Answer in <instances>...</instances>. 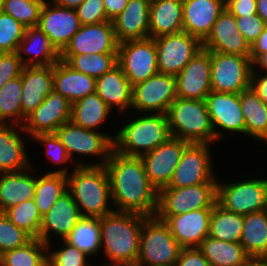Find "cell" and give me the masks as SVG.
<instances>
[{
    "instance_id": "cell-1",
    "label": "cell",
    "mask_w": 267,
    "mask_h": 266,
    "mask_svg": "<svg viewBox=\"0 0 267 266\" xmlns=\"http://www.w3.org/2000/svg\"><path fill=\"white\" fill-rule=\"evenodd\" d=\"M104 167L117 211L155 216L158 190L151 184L141 157L123 155L113 149Z\"/></svg>"
},
{
    "instance_id": "cell-2",
    "label": "cell",
    "mask_w": 267,
    "mask_h": 266,
    "mask_svg": "<svg viewBox=\"0 0 267 266\" xmlns=\"http://www.w3.org/2000/svg\"><path fill=\"white\" fill-rule=\"evenodd\" d=\"M146 218L116 209L101 217V249L109 261L102 266H136L141 228Z\"/></svg>"
},
{
    "instance_id": "cell-3",
    "label": "cell",
    "mask_w": 267,
    "mask_h": 266,
    "mask_svg": "<svg viewBox=\"0 0 267 266\" xmlns=\"http://www.w3.org/2000/svg\"><path fill=\"white\" fill-rule=\"evenodd\" d=\"M68 191L82 217H103L114 211L110 181L104 166H76L67 174ZM110 201V202H109Z\"/></svg>"
},
{
    "instance_id": "cell-4",
    "label": "cell",
    "mask_w": 267,
    "mask_h": 266,
    "mask_svg": "<svg viewBox=\"0 0 267 266\" xmlns=\"http://www.w3.org/2000/svg\"><path fill=\"white\" fill-rule=\"evenodd\" d=\"M114 150L127 156L141 157L165 143L170 137L167 114H142L127 121L114 134Z\"/></svg>"
},
{
    "instance_id": "cell-5",
    "label": "cell",
    "mask_w": 267,
    "mask_h": 266,
    "mask_svg": "<svg viewBox=\"0 0 267 266\" xmlns=\"http://www.w3.org/2000/svg\"><path fill=\"white\" fill-rule=\"evenodd\" d=\"M171 137L189 143L215 142L214 128L205 100L177 97L167 112Z\"/></svg>"
},
{
    "instance_id": "cell-6",
    "label": "cell",
    "mask_w": 267,
    "mask_h": 266,
    "mask_svg": "<svg viewBox=\"0 0 267 266\" xmlns=\"http://www.w3.org/2000/svg\"><path fill=\"white\" fill-rule=\"evenodd\" d=\"M181 250L182 247L164 221L156 216L143 221L136 266L175 265Z\"/></svg>"
},
{
    "instance_id": "cell-7",
    "label": "cell",
    "mask_w": 267,
    "mask_h": 266,
    "mask_svg": "<svg viewBox=\"0 0 267 266\" xmlns=\"http://www.w3.org/2000/svg\"><path fill=\"white\" fill-rule=\"evenodd\" d=\"M217 198V182L201 183L181 188L164 187L158 191L155 216L165 221L169 216L213 208Z\"/></svg>"
},
{
    "instance_id": "cell-8",
    "label": "cell",
    "mask_w": 267,
    "mask_h": 266,
    "mask_svg": "<svg viewBox=\"0 0 267 266\" xmlns=\"http://www.w3.org/2000/svg\"><path fill=\"white\" fill-rule=\"evenodd\" d=\"M55 134L66 149L71 161L74 154L99 156L102 161L97 163L85 164L83 160L75 161V166H104L109 159V156L114 149V137L109 133L102 131L88 130L72 121L64 123L59 127Z\"/></svg>"
},
{
    "instance_id": "cell-9",
    "label": "cell",
    "mask_w": 267,
    "mask_h": 266,
    "mask_svg": "<svg viewBox=\"0 0 267 266\" xmlns=\"http://www.w3.org/2000/svg\"><path fill=\"white\" fill-rule=\"evenodd\" d=\"M216 203L239 215L266 210L267 179H245L222 184L217 181Z\"/></svg>"
},
{
    "instance_id": "cell-10",
    "label": "cell",
    "mask_w": 267,
    "mask_h": 266,
    "mask_svg": "<svg viewBox=\"0 0 267 266\" xmlns=\"http://www.w3.org/2000/svg\"><path fill=\"white\" fill-rule=\"evenodd\" d=\"M250 57L211 51V90L240 94L250 87Z\"/></svg>"
},
{
    "instance_id": "cell-11",
    "label": "cell",
    "mask_w": 267,
    "mask_h": 266,
    "mask_svg": "<svg viewBox=\"0 0 267 266\" xmlns=\"http://www.w3.org/2000/svg\"><path fill=\"white\" fill-rule=\"evenodd\" d=\"M176 98V76L158 72L133 85L131 109L146 114H167L170 104Z\"/></svg>"
},
{
    "instance_id": "cell-12",
    "label": "cell",
    "mask_w": 267,
    "mask_h": 266,
    "mask_svg": "<svg viewBox=\"0 0 267 266\" xmlns=\"http://www.w3.org/2000/svg\"><path fill=\"white\" fill-rule=\"evenodd\" d=\"M118 65L132 86L157 74V51L154 38L120 42Z\"/></svg>"
},
{
    "instance_id": "cell-13",
    "label": "cell",
    "mask_w": 267,
    "mask_h": 266,
    "mask_svg": "<svg viewBox=\"0 0 267 266\" xmlns=\"http://www.w3.org/2000/svg\"><path fill=\"white\" fill-rule=\"evenodd\" d=\"M159 73L176 76L202 49V42L185 31L154 38Z\"/></svg>"
},
{
    "instance_id": "cell-14",
    "label": "cell",
    "mask_w": 267,
    "mask_h": 266,
    "mask_svg": "<svg viewBox=\"0 0 267 266\" xmlns=\"http://www.w3.org/2000/svg\"><path fill=\"white\" fill-rule=\"evenodd\" d=\"M211 144L189 143L174 170L169 188L194 186L201 183L217 182L212 167Z\"/></svg>"
},
{
    "instance_id": "cell-15",
    "label": "cell",
    "mask_w": 267,
    "mask_h": 266,
    "mask_svg": "<svg viewBox=\"0 0 267 266\" xmlns=\"http://www.w3.org/2000/svg\"><path fill=\"white\" fill-rule=\"evenodd\" d=\"M72 103L60 92L52 89L45 100L26 118L23 125L26 134L33 138L38 134L55 133L71 118Z\"/></svg>"
},
{
    "instance_id": "cell-16",
    "label": "cell",
    "mask_w": 267,
    "mask_h": 266,
    "mask_svg": "<svg viewBox=\"0 0 267 266\" xmlns=\"http://www.w3.org/2000/svg\"><path fill=\"white\" fill-rule=\"evenodd\" d=\"M189 142L170 137L151 152L141 156L151 184L159 191L168 186Z\"/></svg>"
},
{
    "instance_id": "cell-17",
    "label": "cell",
    "mask_w": 267,
    "mask_h": 266,
    "mask_svg": "<svg viewBox=\"0 0 267 266\" xmlns=\"http://www.w3.org/2000/svg\"><path fill=\"white\" fill-rule=\"evenodd\" d=\"M205 102L214 128L215 142L223 138L220 129L224 132L245 134L240 94L211 91Z\"/></svg>"
},
{
    "instance_id": "cell-18",
    "label": "cell",
    "mask_w": 267,
    "mask_h": 266,
    "mask_svg": "<svg viewBox=\"0 0 267 266\" xmlns=\"http://www.w3.org/2000/svg\"><path fill=\"white\" fill-rule=\"evenodd\" d=\"M118 46L113 22L105 21L82 25L60 55L118 53Z\"/></svg>"
},
{
    "instance_id": "cell-19",
    "label": "cell",
    "mask_w": 267,
    "mask_h": 266,
    "mask_svg": "<svg viewBox=\"0 0 267 266\" xmlns=\"http://www.w3.org/2000/svg\"><path fill=\"white\" fill-rule=\"evenodd\" d=\"M177 97L205 100L211 90V51L202 48L176 75Z\"/></svg>"
},
{
    "instance_id": "cell-20",
    "label": "cell",
    "mask_w": 267,
    "mask_h": 266,
    "mask_svg": "<svg viewBox=\"0 0 267 266\" xmlns=\"http://www.w3.org/2000/svg\"><path fill=\"white\" fill-rule=\"evenodd\" d=\"M48 4L45 1L42 6L37 27L47 35L51 44L61 53L82 24L75 9L59 7L53 3L51 6Z\"/></svg>"
},
{
    "instance_id": "cell-21",
    "label": "cell",
    "mask_w": 267,
    "mask_h": 266,
    "mask_svg": "<svg viewBox=\"0 0 267 266\" xmlns=\"http://www.w3.org/2000/svg\"><path fill=\"white\" fill-rule=\"evenodd\" d=\"M208 51L250 57L251 45L240 33L236 17L226 8L213 25L211 33L202 42Z\"/></svg>"
},
{
    "instance_id": "cell-22",
    "label": "cell",
    "mask_w": 267,
    "mask_h": 266,
    "mask_svg": "<svg viewBox=\"0 0 267 266\" xmlns=\"http://www.w3.org/2000/svg\"><path fill=\"white\" fill-rule=\"evenodd\" d=\"M212 208L169 216L164 222L182 248H198L209 236Z\"/></svg>"
},
{
    "instance_id": "cell-23",
    "label": "cell",
    "mask_w": 267,
    "mask_h": 266,
    "mask_svg": "<svg viewBox=\"0 0 267 266\" xmlns=\"http://www.w3.org/2000/svg\"><path fill=\"white\" fill-rule=\"evenodd\" d=\"M82 218L77 204L75 203L71 193L67 191L50 208V210L42 216L40 226L39 239L50 248V234L53 232L64 240L75 227L76 223Z\"/></svg>"
},
{
    "instance_id": "cell-24",
    "label": "cell",
    "mask_w": 267,
    "mask_h": 266,
    "mask_svg": "<svg viewBox=\"0 0 267 266\" xmlns=\"http://www.w3.org/2000/svg\"><path fill=\"white\" fill-rule=\"evenodd\" d=\"M21 76L23 126L26 118L45 100L53 89V65L24 66Z\"/></svg>"
},
{
    "instance_id": "cell-25",
    "label": "cell",
    "mask_w": 267,
    "mask_h": 266,
    "mask_svg": "<svg viewBox=\"0 0 267 266\" xmlns=\"http://www.w3.org/2000/svg\"><path fill=\"white\" fill-rule=\"evenodd\" d=\"M225 9V0H183V31L203 42Z\"/></svg>"
},
{
    "instance_id": "cell-26",
    "label": "cell",
    "mask_w": 267,
    "mask_h": 266,
    "mask_svg": "<svg viewBox=\"0 0 267 266\" xmlns=\"http://www.w3.org/2000/svg\"><path fill=\"white\" fill-rule=\"evenodd\" d=\"M150 4L151 0H129L124 10L112 20L119 43L150 37Z\"/></svg>"
},
{
    "instance_id": "cell-27",
    "label": "cell",
    "mask_w": 267,
    "mask_h": 266,
    "mask_svg": "<svg viewBox=\"0 0 267 266\" xmlns=\"http://www.w3.org/2000/svg\"><path fill=\"white\" fill-rule=\"evenodd\" d=\"M132 90L133 86L119 65L96 79V94L111 110L116 106L121 114L132 107Z\"/></svg>"
},
{
    "instance_id": "cell-28",
    "label": "cell",
    "mask_w": 267,
    "mask_h": 266,
    "mask_svg": "<svg viewBox=\"0 0 267 266\" xmlns=\"http://www.w3.org/2000/svg\"><path fill=\"white\" fill-rule=\"evenodd\" d=\"M21 130L25 132L23 126L0 124V173L18 172L31 166Z\"/></svg>"
},
{
    "instance_id": "cell-29",
    "label": "cell",
    "mask_w": 267,
    "mask_h": 266,
    "mask_svg": "<svg viewBox=\"0 0 267 266\" xmlns=\"http://www.w3.org/2000/svg\"><path fill=\"white\" fill-rule=\"evenodd\" d=\"M22 53L32 56L24 59ZM17 54L24 66H48L54 65L60 60V53L51 44L47 35L37 26L26 28Z\"/></svg>"
},
{
    "instance_id": "cell-30",
    "label": "cell",
    "mask_w": 267,
    "mask_h": 266,
    "mask_svg": "<svg viewBox=\"0 0 267 266\" xmlns=\"http://www.w3.org/2000/svg\"><path fill=\"white\" fill-rule=\"evenodd\" d=\"M31 170L32 165L22 171L0 173V212L34 198L36 177Z\"/></svg>"
},
{
    "instance_id": "cell-31",
    "label": "cell",
    "mask_w": 267,
    "mask_h": 266,
    "mask_svg": "<svg viewBox=\"0 0 267 266\" xmlns=\"http://www.w3.org/2000/svg\"><path fill=\"white\" fill-rule=\"evenodd\" d=\"M96 79L73 70L61 59L53 65V89L72 104L95 93Z\"/></svg>"
},
{
    "instance_id": "cell-32",
    "label": "cell",
    "mask_w": 267,
    "mask_h": 266,
    "mask_svg": "<svg viewBox=\"0 0 267 266\" xmlns=\"http://www.w3.org/2000/svg\"><path fill=\"white\" fill-rule=\"evenodd\" d=\"M183 0H151L150 38L183 31Z\"/></svg>"
},
{
    "instance_id": "cell-33",
    "label": "cell",
    "mask_w": 267,
    "mask_h": 266,
    "mask_svg": "<svg viewBox=\"0 0 267 266\" xmlns=\"http://www.w3.org/2000/svg\"><path fill=\"white\" fill-rule=\"evenodd\" d=\"M240 103L245 134L267 144V105L251 86L240 93Z\"/></svg>"
},
{
    "instance_id": "cell-34",
    "label": "cell",
    "mask_w": 267,
    "mask_h": 266,
    "mask_svg": "<svg viewBox=\"0 0 267 266\" xmlns=\"http://www.w3.org/2000/svg\"><path fill=\"white\" fill-rule=\"evenodd\" d=\"M67 168L47 172L45 175L36 177L34 202L44 216L55 204L59 197L68 191ZM41 177V178H40Z\"/></svg>"
},
{
    "instance_id": "cell-35",
    "label": "cell",
    "mask_w": 267,
    "mask_h": 266,
    "mask_svg": "<svg viewBox=\"0 0 267 266\" xmlns=\"http://www.w3.org/2000/svg\"><path fill=\"white\" fill-rule=\"evenodd\" d=\"M198 249L210 266H241L250 256L240 243L227 242L207 236Z\"/></svg>"
},
{
    "instance_id": "cell-36",
    "label": "cell",
    "mask_w": 267,
    "mask_h": 266,
    "mask_svg": "<svg viewBox=\"0 0 267 266\" xmlns=\"http://www.w3.org/2000/svg\"><path fill=\"white\" fill-rule=\"evenodd\" d=\"M110 113L111 109L95 92L72 104L70 121L85 129L98 131L96 129Z\"/></svg>"
},
{
    "instance_id": "cell-37",
    "label": "cell",
    "mask_w": 267,
    "mask_h": 266,
    "mask_svg": "<svg viewBox=\"0 0 267 266\" xmlns=\"http://www.w3.org/2000/svg\"><path fill=\"white\" fill-rule=\"evenodd\" d=\"M240 244L249 256H267L266 210L244 215Z\"/></svg>"
},
{
    "instance_id": "cell-38",
    "label": "cell",
    "mask_w": 267,
    "mask_h": 266,
    "mask_svg": "<svg viewBox=\"0 0 267 266\" xmlns=\"http://www.w3.org/2000/svg\"><path fill=\"white\" fill-rule=\"evenodd\" d=\"M88 257L101 251V218L82 217L64 239Z\"/></svg>"
},
{
    "instance_id": "cell-39",
    "label": "cell",
    "mask_w": 267,
    "mask_h": 266,
    "mask_svg": "<svg viewBox=\"0 0 267 266\" xmlns=\"http://www.w3.org/2000/svg\"><path fill=\"white\" fill-rule=\"evenodd\" d=\"M244 216L223 209L217 203L212 208L209 236L216 240L240 243Z\"/></svg>"
},
{
    "instance_id": "cell-40",
    "label": "cell",
    "mask_w": 267,
    "mask_h": 266,
    "mask_svg": "<svg viewBox=\"0 0 267 266\" xmlns=\"http://www.w3.org/2000/svg\"><path fill=\"white\" fill-rule=\"evenodd\" d=\"M60 59L73 70L82 72L95 79L118 65V53L60 55Z\"/></svg>"
},
{
    "instance_id": "cell-41",
    "label": "cell",
    "mask_w": 267,
    "mask_h": 266,
    "mask_svg": "<svg viewBox=\"0 0 267 266\" xmlns=\"http://www.w3.org/2000/svg\"><path fill=\"white\" fill-rule=\"evenodd\" d=\"M48 245L33 238L26 245L0 256V266H48Z\"/></svg>"
},
{
    "instance_id": "cell-42",
    "label": "cell",
    "mask_w": 267,
    "mask_h": 266,
    "mask_svg": "<svg viewBox=\"0 0 267 266\" xmlns=\"http://www.w3.org/2000/svg\"><path fill=\"white\" fill-rule=\"evenodd\" d=\"M22 76L9 80L0 89V124L22 126Z\"/></svg>"
},
{
    "instance_id": "cell-43",
    "label": "cell",
    "mask_w": 267,
    "mask_h": 266,
    "mask_svg": "<svg viewBox=\"0 0 267 266\" xmlns=\"http://www.w3.org/2000/svg\"><path fill=\"white\" fill-rule=\"evenodd\" d=\"M4 214L12 223L24 230L32 238L39 237L42 216L33 199L8 208Z\"/></svg>"
},
{
    "instance_id": "cell-44",
    "label": "cell",
    "mask_w": 267,
    "mask_h": 266,
    "mask_svg": "<svg viewBox=\"0 0 267 266\" xmlns=\"http://www.w3.org/2000/svg\"><path fill=\"white\" fill-rule=\"evenodd\" d=\"M46 0H4L1 11L11 15L26 28L37 26Z\"/></svg>"
},
{
    "instance_id": "cell-45",
    "label": "cell",
    "mask_w": 267,
    "mask_h": 266,
    "mask_svg": "<svg viewBox=\"0 0 267 266\" xmlns=\"http://www.w3.org/2000/svg\"><path fill=\"white\" fill-rule=\"evenodd\" d=\"M26 27L0 10V53L17 52Z\"/></svg>"
},
{
    "instance_id": "cell-46",
    "label": "cell",
    "mask_w": 267,
    "mask_h": 266,
    "mask_svg": "<svg viewBox=\"0 0 267 266\" xmlns=\"http://www.w3.org/2000/svg\"><path fill=\"white\" fill-rule=\"evenodd\" d=\"M32 239L28 233L17 227L3 212H0V256L7 251L26 245Z\"/></svg>"
},
{
    "instance_id": "cell-47",
    "label": "cell",
    "mask_w": 267,
    "mask_h": 266,
    "mask_svg": "<svg viewBox=\"0 0 267 266\" xmlns=\"http://www.w3.org/2000/svg\"><path fill=\"white\" fill-rule=\"evenodd\" d=\"M62 248L48 251V266H92L87 255L65 240Z\"/></svg>"
},
{
    "instance_id": "cell-48",
    "label": "cell",
    "mask_w": 267,
    "mask_h": 266,
    "mask_svg": "<svg viewBox=\"0 0 267 266\" xmlns=\"http://www.w3.org/2000/svg\"><path fill=\"white\" fill-rule=\"evenodd\" d=\"M75 10L82 25L110 21L106 16L103 0H84Z\"/></svg>"
},
{
    "instance_id": "cell-49",
    "label": "cell",
    "mask_w": 267,
    "mask_h": 266,
    "mask_svg": "<svg viewBox=\"0 0 267 266\" xmlns=\"http://www.w3.org/2000/svg\"><path fill=\"white\" fill-rule=\"evenodd\" d=\"M32 139L35 140L34 142L38 141L46 146L47 157L56 163V165H60L61 163L63 164L65 162L67 163L68 161L72 163L65 147L55 133L38 134Z\"/></svg>"
},
{
    "instance_id": "cell-50",
    "label": "cell",
    "mask_w": 267,
    "mask_h": 266,
    "mask_svg": "<svg viewBox=\"0 0 267 266\" xmlns=\"http://www.w3.org/2000/svg\"><path fill=\"white\" fill-rule=\"evenodd\" d=\"M23 67L17 52L0 53V89L9 80L21 75Z\"/></svg>"
},
{
    "instance_id": "cell-51",
    "label": "cell",
    "mask_w": 267,
    "mask_h": 266,
    "mask_svg": "<svg viewBox=\"0 0 267 266\" xmlns=\"http://www.w3.org/2000/svg\"><path fill=\"white\" fill-rule=\"evenodd\" d=\"M237 27L240 33L251 45L263 32L267 24L256 14L236 17Z\"/></svg>"
},
{
    "instance_id": "cell-52",
    "label": "cell",
    "mask_w": 267,
    "mask_h": 266,
    "mask_svg": "<svg viewBox=\"0 0 267 266\" xmlns=\"http://www.w3.org/2000/svg\"><path fill=\"white\" fill-rule=\"evenodd\" d=\"M174 266H210L198 248H182Z\"/></svg>"
},
{
    "instance_id": "cell-53",
    "label": "cell",
    "mask_w": 267,
    "mask_h": 266,
    "mask_svg": "<svg viewBox=\"0 0 267 266\" xmlns=\"http://www.w3.org/2000/svg\"><path fill=\"white\" fill-rule=\"evenodd\" d=\"M225 8L235 17L257 14L256 0H225Z\"/></svg>"
},
{
    "instance_id": "cell-54",
    "label": "cell",
    "mask_w": 267,
    "mask_h": 266,
    "mask_svg": "<svg viewBox=\"0 0 267 266\" xmlns=\"http://www.w3.org/2000/svg\"><path fill=\"white\" fill-rule=\"evenodd\" d=\"M262 74L259 76L256 69H252L250 86L267 105V74Z\"/></svg>"
},
{
    "instance_id": "cell-55",
    "label": "cell",
    "mask_w": 267,
    "mask_h": 266,
    "mask_svg": "<svg viewBox=\"0 0 267 266\" xmlns=\"http://www.w3.org/2000/svg\"><path fill=\"white\" fill-rule=\"evenodd\" d=\"M107 18L112 21L125 8L129 0H103Z\"/></svg>"
},
{
    "instance_id": "cell-56",
    "label": "cell",
    "mask_w": 267,
    "mask_h": 266,
    "mask_svg": "<svg viewBox=\"0 0 267 266\" xmlns=\"http://www.w3.org/2000/svg\"><path fill=\"white\" fill-rule=\"evenodd\" d=\"M265 52H267V26L259 37L251 44V61L253 62L260 54Z\"/></svg>"
},
{
    "instance_id": "cell-57",
    "label": "cell",
    "mask_w": 267,
    "mask_h": 266,
    "mask_svg": "<svg viewBox=\"0 0 267 266\" xmlns=\"http://www.w3.org/2000/svg\"><path fill=\"white\" fill-rule=\"evenodd\" d=\"M241 266H267V256H250Z\"/></svg>"
},
{
    "instance_id": "cell-58",
    "label": "cell",
    "mask_w": 267,
    "mask_h": 266,
    "mask_svg": "<svg viewBox=\"0 0 267 266\" xmlns=\"http://www.w3.org/2000/svg\"><path fill=\"white\" fill-rule=\"evenodd\" d=\"M59 7L76 9L84 0H50Z\"/></svg>"
},
{
    "instance_id": "cell-59",
    "label": "cell",
    "mask_w": 267,
    "mask_h": 266,
    "mask_svg": "<svg viewBox=\"0 0 267 266\" xmlns=\"http://www.w3.org/2000/svg\"><path fill=\"white\" fill-rule=\"evenodd\" d=\"M257 15L267 24V0H256Z\"/></svg>"
},
{
    "instance_id": "cell-60",
    "label": "cell",
    "mask_w": 267,
    "mask_h": 266,
    "mask_svg": "<svg viewBox=\"0 0 267 266\" xmlns=\"http://www.w3.org/2000/svg\"><path fill=\"white\" fill-rule=\"evenodd\" d=\"M257 67L265 70L267 74V52L260 54L253 62H252V69H255Z\"/></svg>"
},
{
    "instance_id": "cell-61",
    "label": "cell",
    "mask_w": 267,
    "mask_h": 266,
    "mask_svg": "<svg viewBox=\"0 0 267 266\" xmlns=\"http://www.w3.org/2000/svg\"><path fill=\"white\" fill-rule=\"evenodd\" d=\"M3 2H4V0H0V10L2 8Z\"/></svg>"
}]
</instances>
